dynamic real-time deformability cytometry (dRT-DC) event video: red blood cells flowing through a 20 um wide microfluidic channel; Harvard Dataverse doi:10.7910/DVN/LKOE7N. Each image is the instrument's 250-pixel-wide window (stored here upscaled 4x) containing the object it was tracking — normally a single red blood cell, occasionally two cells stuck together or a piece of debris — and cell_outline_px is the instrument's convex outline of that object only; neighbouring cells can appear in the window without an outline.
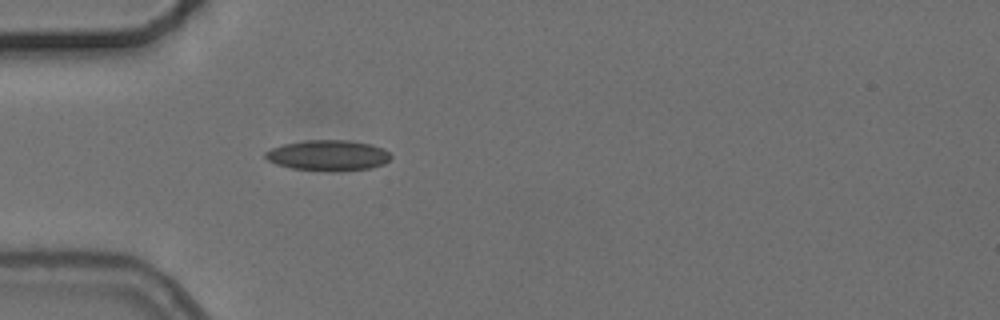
{"species": "common noctule bat (a hibernating species)", "species_latin": "Nyctalus noctula", "temperature_condition": "cold", "stored_images_in_passage": 1, "camera_frame_rate_fps": 3000, "um_per_image_px": 0.085, "animal": {"sex": "female", "body_mass_g": 24.6, "forearm_length_mm": 56.2}, "frame": {"image": 1, "passage_image": 1, "time_ms": 0.0, "image_size_px": [1000, 320], "cell_outline_px": [[392, 156], [384, 164], [372, 168], [332, 172], [292, 168], [276, 164], [268, 160], [264, 156], [264, 152], [272, 148], [284, 144], [304, 140], [348, 140], [372, 144], [384, 148]], "centroid_in_image_um": [27.91, 13.21], "position_along_channel_um": 57.1, "area_um2": 22.6}}